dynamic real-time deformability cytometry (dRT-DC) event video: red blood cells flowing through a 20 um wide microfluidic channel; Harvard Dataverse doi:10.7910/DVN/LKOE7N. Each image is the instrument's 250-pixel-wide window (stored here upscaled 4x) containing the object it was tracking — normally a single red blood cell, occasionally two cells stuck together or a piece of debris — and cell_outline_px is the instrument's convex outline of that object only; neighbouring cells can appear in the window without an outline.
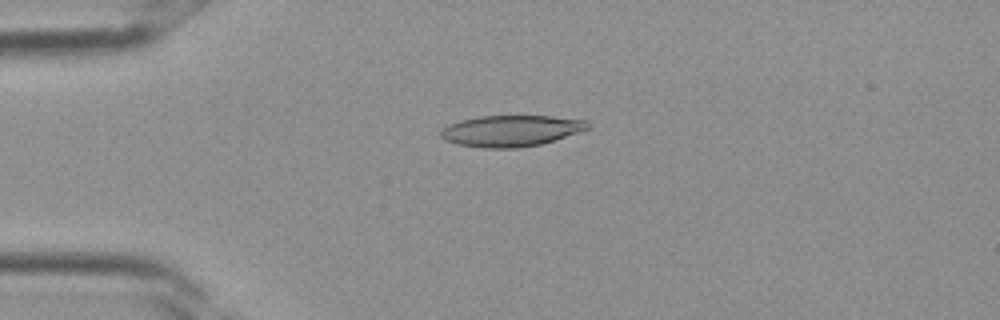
{"species": "Egyptian fruit bat (a non-hibernating species)", "species_latin": "Rousettus aegyptiacus", "temperature_condition": "room temperature", "stored_images_in_passage": 3, "camera_frame_rate_fps": 3000, "um_per_image_px": 0.085, "frame": {"image": 1, "passage_image": 3, "time_ms": 0.667, "image_size_px": [1000, 320], "cell_outline_px": [[588, 128], [580, 132], [540, 144], [516, 148], [484, 148], [456, 144], [444, 140], [440, 136], [440, 132], [448, 124], [460, 120], [480, 116], [552, 116], [588, 120]], "centroid_in_image_um": [43.41, 11.12], "position_along_channel_um": 41.6, "area_um2": 26.7}}